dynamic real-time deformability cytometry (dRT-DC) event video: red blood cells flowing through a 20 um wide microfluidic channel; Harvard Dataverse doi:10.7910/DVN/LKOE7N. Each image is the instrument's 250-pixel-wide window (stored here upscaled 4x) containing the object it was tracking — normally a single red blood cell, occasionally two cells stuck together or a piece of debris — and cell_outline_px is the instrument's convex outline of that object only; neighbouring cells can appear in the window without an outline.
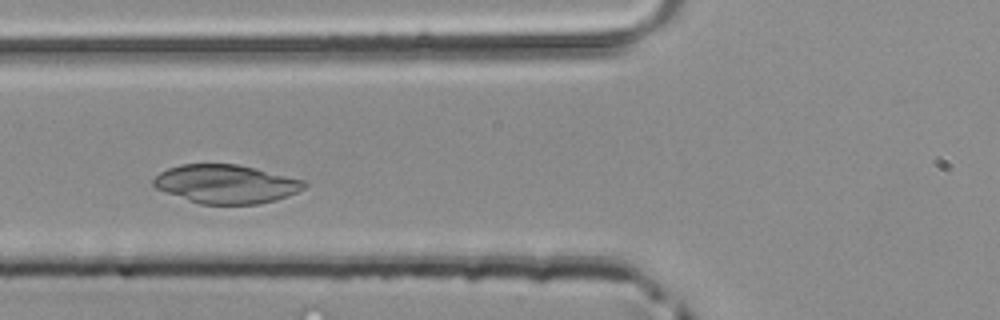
{"species": "common noctule bat (a hibernating species)", "species_latin": "Nyctalus noctula", "temperature_condition": "room temperature", "stored_images_in_passage": 37, "camera_frame_rate_fps": 3000, "um_per_image_px": 0.085, "animal": {"sex": "male", "body_mass_g": 20.4}, "frame": {"image": 1, "passage_image": 6, "time_ms": 1.667, "image_size_px": [1000, 320], "cell_outline_px": [[308, 184], [304, 188], [296, 192], [276, 200], [256, 204], [200, 204], [188, 200], [156, 188], [152, 184], [152, 180], [160, 172], [168, 168], [180, 164], [236, 164], [256, 168], [304, 180]], "centroid_in_image_um": [19.21, 15.63], "position_along_channel_um": 106.6, "area_um2": 33.81}}
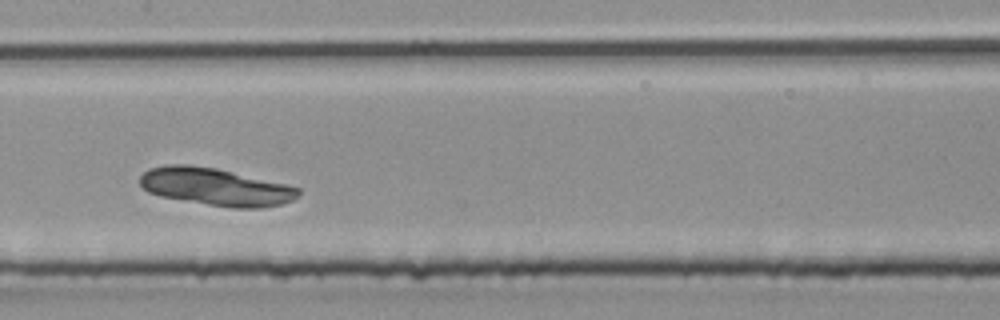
{"frame": {"image": 2, "passage_image": 12, "time_ms": 3.667, "image_size_px": [1000, 320], "cell_outline_px": [[300, 196], [292, 200], [280, 204], [264, 208], [232, 208], [160, 196], [148, 192], [140, 184], [140, 176], [148, 168], [168, 164], [188, 164], [216, 168], [288, 184], [300, 188]], "centroid_in_image_um": [18.35, 15.87], "position_along_channel_um": 189.0, "area_um2": 34.74}}
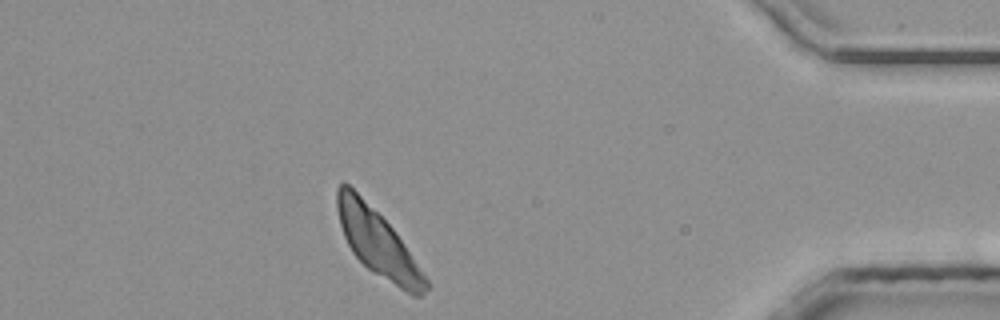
{"frame": {"image": 3, "passage_image": 31, "time_ms": 10.0, "image_size_px": [1000, 320], "cell_outline_px": [[428, 288], [420, 296], [412, 296], [372, 272], [352, 252], [344, 236], [340, 224], [336, 208], [336, 188], [344, 180], [392, 228], [404, 244], [428, 280]], "centroid_in_image_um": [32.08, 20.66], "position_along_channel_um": 403.1, "area_um2": 33.64}}